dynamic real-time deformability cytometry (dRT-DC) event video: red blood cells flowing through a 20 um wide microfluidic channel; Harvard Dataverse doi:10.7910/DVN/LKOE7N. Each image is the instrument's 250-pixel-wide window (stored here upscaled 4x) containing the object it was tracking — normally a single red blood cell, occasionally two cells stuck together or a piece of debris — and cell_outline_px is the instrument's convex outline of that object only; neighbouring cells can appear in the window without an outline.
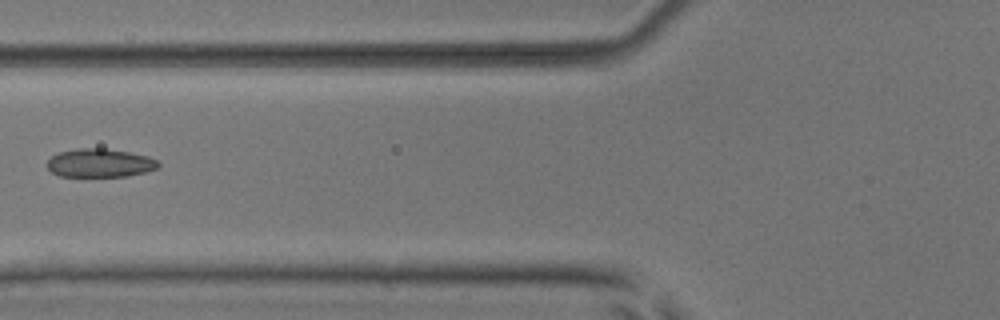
{"species": "common noctule bat (a hibernating species)", "species_latin": "Nyctalus noctula", "temperature_condition": "room temperature", "stored_images_in_passage": 3, "camera_frame_rate_fps": 3000, "um_per_image_px": 0.085, "animal": {"sex": "male", "body_mass_g": 17.9, "forearm_length_mm": 54.2}, "frame": {"image": 1, "passage_image": 3, "time_ms": 2.333, "image_size_px": [1000, 320], "cell_outline_px": [[160, 164], [156, 168], [144, 172], [128, 176], [60, 176], [52, 172], [48, 168], [48, 160], [52, 156], [60, 152], [76, 148], [104, 148], [128, 152], [148, 156], [156, 160]], "centroid_in_image_um": [8.48, 13.85], "position_along_channel_um": 117.3, "area_um2": 18.26}}